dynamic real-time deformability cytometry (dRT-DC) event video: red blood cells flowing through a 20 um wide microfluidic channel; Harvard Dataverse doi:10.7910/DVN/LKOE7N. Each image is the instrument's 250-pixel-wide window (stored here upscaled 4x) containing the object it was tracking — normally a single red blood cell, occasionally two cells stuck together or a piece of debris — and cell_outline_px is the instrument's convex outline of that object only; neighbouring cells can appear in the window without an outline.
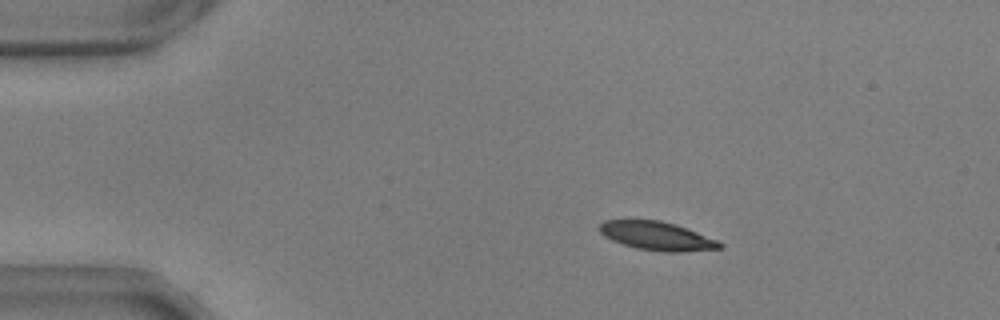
{"species": "common noctule bat (a hibernating species)", "species_latin": "Nyctalus noctula", "temperature_condition": "warm", "stored_images_in_passage": 46, "camera_frame_rate_fps": 3000, "um_per_image_px": 0.085, "animal": {"sex": "male", "body_mass_g": 17.9, "forearm_length_mm": 54.2}, "frame": {"image": 1, "passage_image": 1, "time_ms": 0.0, "image_size_px": [1000, 320], "cell_outline_px": [[724, 244], [720, 248], [680, 252], [664, 252], [636, 248], [612, 240], [604, 236], [600, 232], [600, 224], [604, 220], [660, 220], [676, 224], [716, 240]], "centroid_in_image_um": [55.82, 20.05], "position_along_channel_um": 29.2, "area_um2": 19.77}}
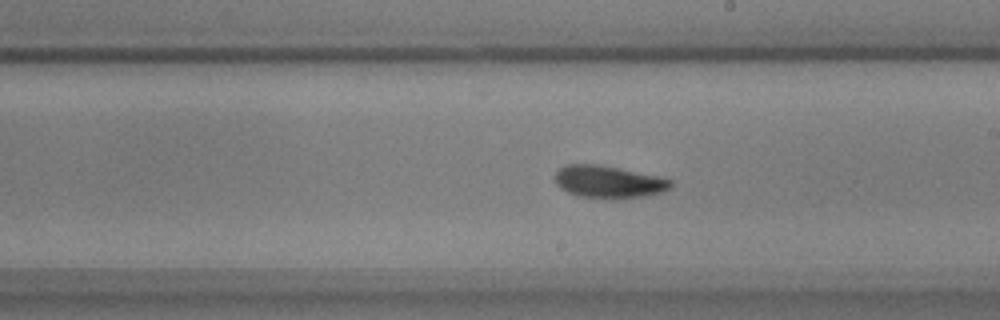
{"frame": {"image": 2, "passage_image": 23, "time_ms": 7.333, "image_size_px": [1000, 320], "cell_outline_px": [[672, 188], [664, 192], [644, 196], [612, 200], [576, 196], [560, 188], [556, 184], [556, 172], [564, 164], [600, 164], [620, 168], [656, 176], [672, 180]], "centroid_in_image_um": [51.73, 15.47], "position_along_channel_um": 237.3, "area_um2": 22.2}}
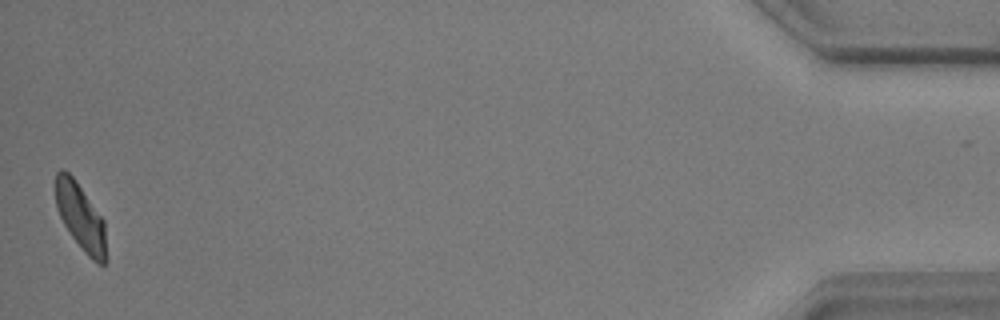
{"frame": {"image": 3, "passage_image": 46, "time_ms": 15.0, "image_size_px": [1000, 320], "cell_outline_px": [[108, 260], [104, 264], [96, 264], [80, 248], [64, 224], [56, 208], [56, 172], [60, 168], [64, 168], [72, 176], [104, 220]], "centroid_in_image_um": [6.88, 18.49], "position_along_channel_um": 428.3, "area_um2": 19.77}, "authors_computed_cell_mechanics": {"area_um2": 20.9814, "velocity_mm_per_s": 3.6469, "shape_relaxation_time_tau1_ms": 3.631, "shape_relaxation_time_tau2_ms": 3.4325, "deformation_change_tau1": 0.1321, "deformation_change_tau2": 0.0952}}